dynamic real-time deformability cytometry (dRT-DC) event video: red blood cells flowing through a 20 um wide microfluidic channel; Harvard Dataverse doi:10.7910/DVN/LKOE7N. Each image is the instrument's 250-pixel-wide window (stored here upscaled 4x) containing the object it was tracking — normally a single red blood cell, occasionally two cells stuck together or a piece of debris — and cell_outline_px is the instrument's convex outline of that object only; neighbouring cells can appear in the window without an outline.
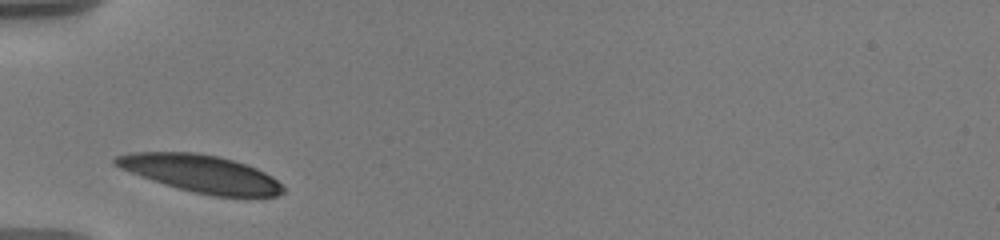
{"species": "human", "species_latin": "Homo sapiens", "temperature_condition": "warm", "stored_images_in_passage": 16, "camera_frame_rate_fps": 3000, "um_per_image_px": 0.085, "donor": {"sex": "male"}, "frame": {"image": 1, "passage_image": 1, "time_ms": 0.0, "image_size_px": [1000, 240], "cell_outline_px": [[284, 192], [276, 196], [212, 196], [164, 184], [140, 176], [120, 168], [112, 164], [112, 160], [116, 156], [132, 152], [196, 152], [216, 156], [232, 160], [256, 168], [272, 176], [284, 188]], "centroid_in_image_um": [17.04, 14.74], "position_along_channel_um": 68.0, "area_um2": 36.13}}
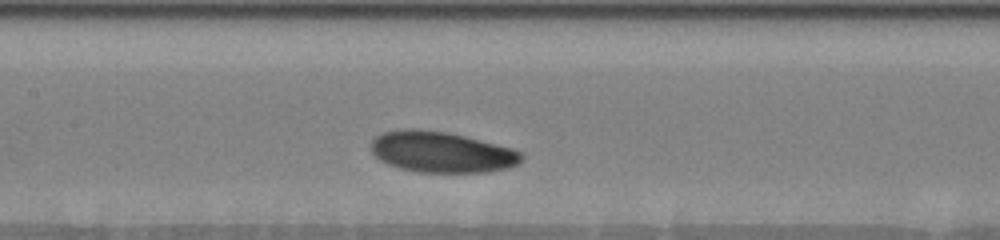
{"frame": {"image": 2, "passage_image": 4, "time_ms": 3.0, "image_size_px": [1000, 240], "cell_outline_px": [[524, 156], [516, 164], [508, 168], [488, 172], [420, 172], [400, 168], [388, 164], [380, 160], [372, 152], [372, 140], [376, 136], [384, 132], [400, 128], [416, 128], [448, 132], [512, 148], [520, 152]], "centroid_in_image_um": [37.51, 12.91], "position_along_channel_um": 169.9, "area_um2": 35.78}}
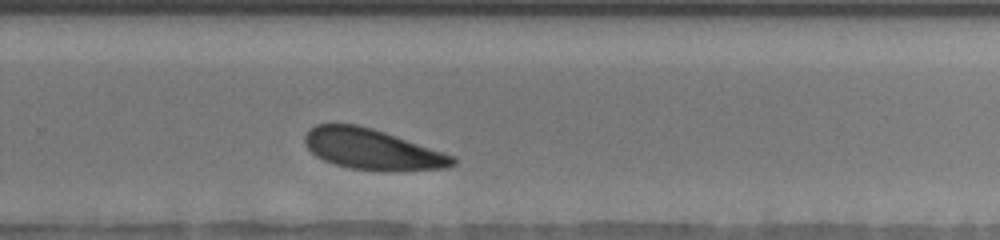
{"frame": {"image": 3, "passage_image": 9, "time_ms": 6.667, "image_size_px": [1000, 240], "cell_outline_px": [[456, 164], [448, 168], [400, 172], [384, 172], [348, 168], [332, 164], [316, 156], [304, 144], [304, 136], [308, 128], [316, 124], [356, 124], [372, 128], [456, 156]], "centroid_in_image_um": [31.65, 12.72], "position_along_channel_um": 298.1, "area_um2": 35.66}, "authors_computed_cell_mechanics": {"area_um2": 35.7782, "velocity_mm_per_s": 3.5092, "shape_relaxation_time_tau1_ms": 1.0879, "shape_relaxation_time_tau2_ms": 4.2757, "deformation_change_tau1": 0.0537, "deformation_change_tau2": 0.1073}}